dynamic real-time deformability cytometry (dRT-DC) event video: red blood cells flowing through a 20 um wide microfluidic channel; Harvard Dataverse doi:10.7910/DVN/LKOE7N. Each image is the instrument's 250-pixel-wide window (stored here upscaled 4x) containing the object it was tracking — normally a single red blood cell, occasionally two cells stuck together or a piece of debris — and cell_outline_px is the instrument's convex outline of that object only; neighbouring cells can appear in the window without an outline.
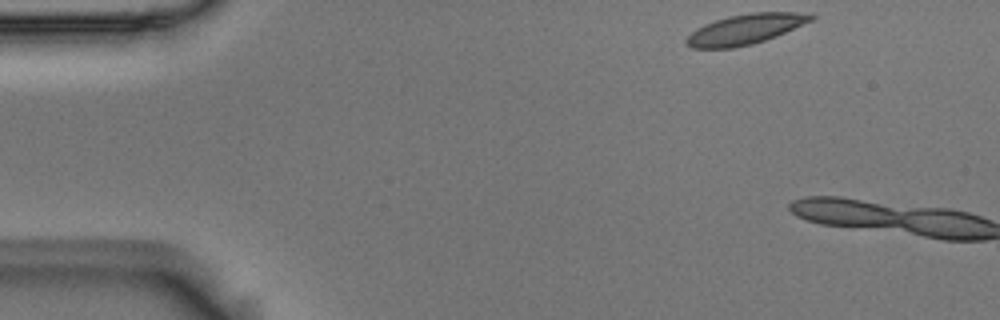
{"species": "Egyptian fruit bat (a non-hibernating species)", "species_latin": "Rousettus aegyptiacus", "temperature_condition": "room temperature", "stored_images_in_passage": 3, "camera_frame_rate_fps": 3000, "um_per_image_px": 0.085, "animal": {"sex": "male"}, "frame": {"image": 1, "passage_image": 1, "time_ms": 0.0, "image_size_px": [1000, 320], "cell_outline_px": [[816, 16], [812, 20], [776, 36], [752, 44], [732, 48], [692, 48], [684, 44], [684, 40], [696, 28], [704, 24], [728, 16], [752, 12], [812, 12]], "centroid_in_image_um": [63.35, 2.47], "position_along_channel_um": 21.6, "area_um2": 21.96}}